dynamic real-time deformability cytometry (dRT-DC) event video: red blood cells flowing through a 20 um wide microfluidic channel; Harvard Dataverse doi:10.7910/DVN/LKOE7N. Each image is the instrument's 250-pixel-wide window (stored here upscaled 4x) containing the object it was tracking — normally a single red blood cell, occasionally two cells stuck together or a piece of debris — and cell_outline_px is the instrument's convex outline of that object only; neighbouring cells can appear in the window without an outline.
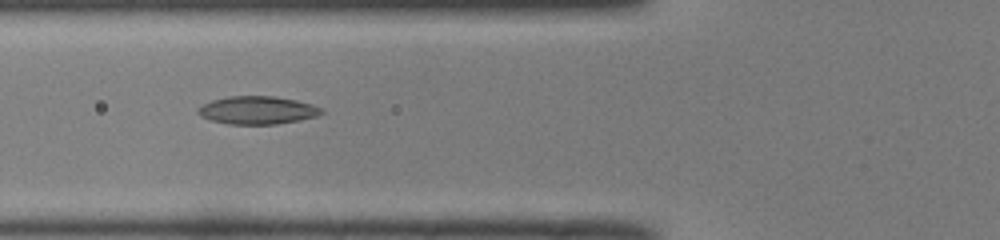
{"species": "common noctule bat (a hibernating species)", "species_latin": "Nyctalus noctula", "temperature_condition": "room temperature", "stored_images_in_passage": 42, "camera_frame_rate_fps": 3000, "um_per_image_px": 0.085, "animal": {"sex": "male", "body_mass_g": 19.0, "forearm_length_mm": 50.8}, "frame": {"image": 1, "passage_image": 11, "time_ms": 3.333, "image_size_px": [1000, 240], "cell_outline_px": [[324, 112], [316, 116], [300, 120], [276, 124], [228, 124], [212, 120], [200, 116], [196, 112], [196, 108], [212, 100], [228, 96], [276, 96], [296, 100], [312, 104], [324, 108]], "centroid_in_image_um": [21.89, 9.36], "position_along_channel_um": 103.9, "area_um2": 20.23}}
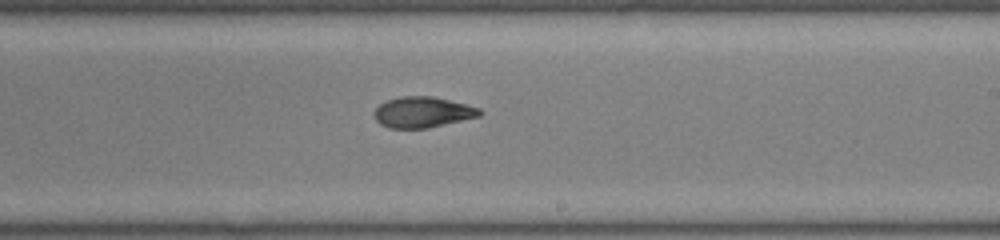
{"frame": {"image": 2, "passage_image": 22, "time_ms": 7.0, "image_size_px": [1000, 240], "cell_outline_px": [[484, 112], [480, 116], [428, 128], [388, 128], [380, 124], [376, 120], [372, 112], [384, 100], [400, 96], [432, 96], [480, 108]], "centroid_in_image_um": [35.88, 9.53], "position_along_channel_um": 253.1, "area_um2": 19.02}}
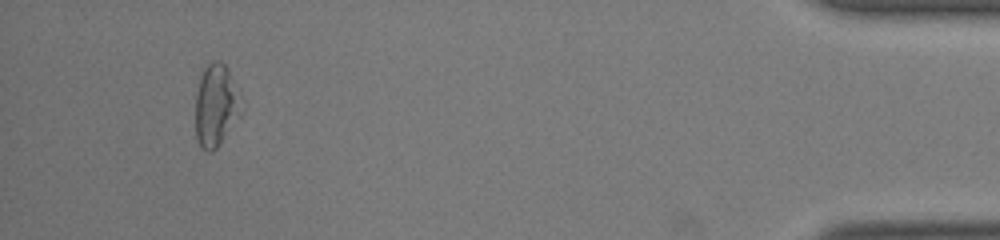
{"frame": {"image": 3, "passage_image": 39, "time_ms": 12.667, "image_size_px": [1000, 240], "cell_outline_px": [[244, 108], [240, 116], [216, 148], [208, 152], [200, 148], [196, 140], [196, 96], [200, 76], [204, 68], [212, 60], [220, 60], [228, 68], [244, 100]], "centroid_in_image_um": [18.39, 8.93], "position_along_channel_um": 416.8, "area_um2": 22.48}, "authors_computed_cell_mechanics": {"area_um2": 19.8543, "velocity_mm_per_s": 4.0821, "shape_relaxation_time_tau1_ms": null, "shape_relaxation_time_tau2_ms": 3.456, "deformation_change_tau1": null, "deformation_change_tau2": 0.0966}}